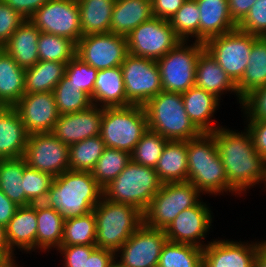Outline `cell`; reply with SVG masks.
Returning a JSON list of instances; mask_svg holds the SVG:
<instances>
[{
    "label": "cell",
    "instance_id": "cell-18",
    "mask_svg": "<svg viewBox=\"0 0 266 267\" xmlns=\"http://www.w3.org/2000/svg\"><path fill=\"white\" fill-rule=\"evenodd\" d=\"M13 107L29 135L51 133L60 116L53 92L24 94Z\"/></svg>",
    "mask_w": 266,
    "mask_h": 267
},
{
    "label": "cell",
    "instance_id": "cell-49",
    "mask_svg": "<svg viewBox=\"0 0 266 267\" xmlns=\"http://www.w3.org/2000/svg\"><path fill=\"white\" fill-rule=\"evenodd\" d=\"M97 248L96 245H61L58 251L64 260L63 267H85L86 258Z\"/></svg>",
    "mask_w": 266,
    "mask_h": 267
},
{
    "label": "cell",
    "instance_id": "cell-47",
    "mask_svg": "<svg viewBox=\"0 0 266 267\" xmlns=\"http://www.w3.org/2000/svg\"><path fill=\"white\" fill-rule=\"evenodd\" d=\"M240 108L244 120H266V85L245 96Z\"/></svg>",
    "mask_w": 266,
    "mask_h": 267
},
{
    "label": "cell",
    "instance_id": "cell-12",
    "mask_svg": "<svg viewBox=\"0 0 266 267\" xmlns=\"http://www.w3.org/2000/svg\"><path fill=\"white\" fill-rule=\"evenodd\" d=\"M127 106H144L163 91L156 60L128 54L121 64Z\"/></svg>",
    "mask_w": 266,
    "mask_h": 267
},
{
    "label": "cell",
    "instance_id": "cell-6",
    "mask_svg": "<svg viewBox=\"0 0 266 267\" xmlns=\"http://www.w3.org/2000/svg\"><path fill=\"white\" fill-rule=\"evenodd\" d=\"M162 186L155 168L132 160L103 188V197L115 203L132 205L144 212Z\"/></svg>",
    "mask_w": 266,
    "mask_h": 267
},
{
    "label": "cell",
    "instance_id": "cell-42",
    "mask_svg": "<svg viewBox=\"0 0 266 267\" xmlns=\"http://www.w3.org/2000/svg\"><path fill=\"white\" fill-rule=\"evenodd\" d=\"M199 18L200 10L196 0H186L169 22L175 34L182 41L199 42Z\"/></svg>",
    "mask_w": 266,
    "mask_h": 267
},
{
    "label": "cell",
    "instance_id": "cell-9",
    "mask_svg": "<svg viewBox=\"0 0 266 267\" xmlns=\"http://www.w3.org/2000/svg\"><path fill=\"white\" fill-rule=\"evenodd\" d=\"M190 42L180 41L156 61L163 91L183 93L195 86L197 59L205 48L204 43Z\"/></svg>",
    "mask_w": 266,
    "mask_h": 267
},
{
    "label": "cell",
    "instance_id": "cell-11",
    "mask_svg": "<svg viewBox=\"0 0 266 267\" xmlns=\"http://www.w3.org/2000/svg\"><path fill=\"white\" fill-rule=\"evenodd\" d=\"M126 38L129 54L156 61L182 41L169 20L154 16L132 30Z\"/></svg>",
    "mask_w": 266,
    "mask_h": 267
},
{
    "label": "cell",
    "instance_id": "cell-16",
    "mask_svg": "<svg viewBox=\"0 0 266 267\" xmlns=\"http://www.w3.org/2000/svg\"><path fill=\"white\" fill-rule=\"evenodd\" d=\"M23 158L33 169L56 177L69 170V146L52 133H34L28 136Z\"/></svg>",
    "mask_w": 266,
    "mask_h": 267
},
{
    "label": "cell",
    "instance_id": "cell-15",
    "mask_svg": "<svg viewBox=\"0 0 266 267\" xmlns=\"http://www.w3.org/2000/svg\"><path fill=\"white\" fill-rule=\"evenodd\" d=\"M167 240L164 230L142 224L115 252V261L122 267H157Z\"/></svg>",
    "mask_w": 266,
    "mask_h": 267
},
{
    "label": "cell",
    "instance_id": "cell-48",
    "mask_svg": "<svg viewBox=\"0 0 266 267\" xmlns=\"http://www.w3.org/2000/svg\"><path fill=\"white\" fill-rule=\"evenodd\" d=\"M26 20L19 12L0 0V48L10 39L13 32Z\"/></svg>",
    "mask_w": 266,
    "mask_h": 267
},
{
    "label": "cell",
    "instance_id": "cell-23",
    "mask_svg": "<svg viewBox=\"0 0 266 267\" xmlns=\"http://www.w3.org/2000/svg\"><path fill=\"white\" fill-rule=\"evenodd\" d=\"M181 95L188 117L201 132H214L221 127L214 120L221 102L218 97L196 86Z\"/></svg>",
    "mask_w": 266,
    "mask_h": 267
},
{
    "label": "cell",
    "instance_id": "cell-59",
    "mask_svg": "<svg viewBox=\"0 0 266 267\" xmlns=\"http://www.w3.org/2000/svg\"><path fill=\"white\" fill-rule=\"evenodd\" d=\"M8 258L0 251V265L3 264Z\"/></svg>",
    "mask_w": 266,
    "mask_h": 267
},
{
    "label": "cell",
    "instance_id": "cell-40",
    "mask_svg": "<svg viewBox=\"0 0 266 267\" xmlns=\"http://www.w3.org/2000/svg\"><path fill=\"white\" fill-rule=\"evenodd\" d=\"M61 245H96L94 212L64 220Z\"/></svg>",
    "mask_w": 266,
    "mask_h": 267
},
{
    "label": "cell",
    "instance_id": "cell-60",
    "mask_svg": "<svg viewBox=\"0 0 266 267\" xmlns=\"http://www.w3.org/2000/svg\"><path fill=\"white\" fill-rule=\"evenodd\" d=\"M110 267H122V266H120L116 261H114Z\"/></svg>",
    "mask_w": 266,
    "mask_h": 267
},
{
    "label": "cell",
    "instance_id": "cell-32",
    "mask_svg": "<svg viewBox=\"0 0 266 267\" xmlns=\"http://www.w3.org/2000/svg\"><path fill=\"white\" fill-rule=\"evenodd\" d=\"M82 35L109 33L115 0H77Z\"/></svg>",
    "mask_w": 266,
    "mask_h": 267
},
{
    "label": "cell",
    "instance_id": "cell-31",
    "mask_svg": "<svg viewBox=\"0 0 266 267\" xmlns=\"http://www.w3.org/2000/svg\"><path fill=\"white\" fill-rule=\"evenodd\" d=\"M64 219L55 209L37 203L36 250L50 253L57 250L63 239Z\"/></svg>",
    "mask_w": 266,
    "mask_h": 267
},
{
    "label": "cell",
    "instance_id": "cell-20",
    "mask_svg": "<svg viewBox=\"0 0 266 267\" xmlns=\"http://www.w3.org/2000/svg\"><path fill=\"white\" fill-rule=\"evenodd\" d=\"M102 117L103 107L96 105L75 113L62 114L51 133L65 145L70 146L100 135Z\"/></svg>",
    "mask_w": 266,
    "mask_h": 267
},
{
    "label": "cell",
    "instance_id": "cell-35",
    "mask_svg": "<svg viewBox=\"0 0 266 267\" xmlns=\"http://www.w3.org/2000/svg\"><path fill=\"white\" fill-rule=\"evenodd\" d=\"M23 157L0 159V190L16 205L26 206Z\"/></svg>",
    "mask_w": 266,
    "mask_h": 267
},
{
    "label": "cell",
    "instance_id": "cell-41",
    "mask_svg": "<svg viewBox=\"0 0 266 267\" xmlns=\"http://www.w3.org/2000/svg\"><path fill=\"white\" fill-rule=\"evenodd\" d=\"M53 94L60 115L86 110L93 105L90 96L82 90H77L66 76L55 86Z\"/></svg>",
    "mask_w": 266,
    "mask_h": 267
},
{
    "label": "cell",
    "instance_id": "cell-5",
    "mask_svg": "<svg viewBox=\"0 0 266 267\" xmlns=\"http://www.w3.org/2000/svg\"><path fill=\"white\" fill-rule=\"evenodd\" d=\"M96 220V246L116 252L143 224L138 208L102 197L93 209Z\"/></svg>",
    "mask_w": 266,
    "mask_h": 267
},
{
    "label": "cell",
    "instance_id": "cell-34",
    "mask_svg": "<svg viewBox=\"0 0 266 267\" xmlns=\"http://www.w3.org/2000/svg\"><path fill=\"white\" fill-rule=\"evenodd\" d=\"M266 85V37H259L252 45L249 62L242 79L236 84L243 99L254 89Z\"/></svg>",
    "mask_w": 266,
    "mask_h": 267
},
{
    "label": "cell",
    "instance_id": "cell-53",
    "mask_svg": "<svg viewBox=\"0 0 266 267\" xmlns=\"http://www.w3.org/2000/svg\"><path fill=\"white\" fill-rule=\"evenodd\" d=\"M115 261V252L108 249L96 248L88 258L85 267H110Z\"/></svg>",
    "mask_w": 266,
    "mask_h": 267
},
{
    "label": "cell",
    "instance_id": "cell-13",
    "mask_svg": "<svg viewBox=\"0 0 266 267\" xmlns=\"http://www.w3.org/2000/svg\"><path fill=\"white\" fill-rule=\"evenodd\" d=\"M29 20L40 32L65 37L76 44L83 36L77 0H50L42 5Z\"/></svg>",
    "mask_w": 266,
    "mask_h": 267
},
{
    "label": "cell",
    "instance_id": "cell-8",
    "mask_svg": "<svg viewBox=\"0 0 266 267\" xmlns=\"http://www.w3.org/2000/svg\"><path fill=\"white\" fill-rule=\"evenodd\" d=\"M203 194L189 181L162 183L143 212V224L155 229L165 228L183 210L195 206Z\"/></svg>",
    "mask_w": 266,
    "mask_h": 267
},
{
    "label": "cell",
    "instance_id": "cell-46",
    "mask_svg": "<svg viewBox=\"0 0 266 267\" xmlns=\"http://www.w3.org/2000/svg\"><path fill=\"white\" fill-rule=\"evenodd\" d=\"M237 28L258 37H266V0H256Z\"/></svg>",
    "mask_w": 266,
    "mask_h": 267
},
{
    "label": "cell",
    "instance_id": "cell-44",
    "mask_svg": "<svg viewBox=\"0 0 266 267\" xmlns=\"http://www.w3.org/2000/svg\"><path fill=\"white\" fill-rule=\"evenodd\" d=\"M24 192L26 206L34 203H43L53 183L54 177L49 173L30 168L23 158Z\"/></svg>",
    "mask_w": 266,
    "mask_h": 267
},
{
    "label": "cell",
    "instance_id": "cell-54",
    "mask_svg": "<svg viewBox=\"0 0 266 267\" xmlns=\"http://www.w3.org/2000/svg\"><path fill=\"white\" fill-rule=\"evenodd\" d=\"M256 0H228L232 20L238 25L249 12Z\"/></svg>",
    "mask_w": 266,
    "mask_h": 267
},
{
    "label": "cell",
    "instance_id": "cell-14",
    "mask_svg": "<svg viewBox=\"0 0 266 267\" xmlns=\"http://www.w3.org/2000/svg\"><path fill=\"white\" fill-rule=\"evenodd\" d=\"M128 54L126 36L111 32L82 36L76 44V56L96 70L121 66Z\"/></svg>",
    "mask_w": 266,
    "mask_h": 267
},
{
    "label": "cell",
    "instance_id": "cell-22",
    "mask_svg": "<svg viewBox=\"0 0 266 267\" xmlns=\"http://www.w3.org/2000/svg\"><path fill=\"white\" fill-rule=\"evenodd\" d=\"M195 86L215 95L220 100L226 93L235 94L237 103L239 102L241 107L242 99L238 96L236 84L206 49L197 59Z\"/></svg>",
    "mask_w": 266,
    "mask_h": 267
},
{
    "label": "cell",
    "instance_id": "cell-37",
    "mask_svg": "<svg viewBox=\"0 0 266 267\" xmlns=\"http://www.w3.org/2000/svg\"><path fill=\"white\" fill-rule=\"evenodd\" d=\"M105 149L100 135L87 138L69 146V168L91 172Z\"/></svg>",
    "mask_w": 266,
    "mask_h": 267
},
{
    "label": "cell",
    "instance_id": "cell-25",
    "mask_svg": "<svg viewBox=\"0 0 266 267\" xmlns=\"http://www.w3.org/2000/svg\"><path fill=\"white\" fill-rule=\"evenodd\" d=\"M28 136L16 109L0 106V159L23 157Z\"/></svg>",
    "mask_w": 266,
    "mask_h": 267
},
{
    "label": "cell",
    "instance_id": "cell-24",
    "mask_svg": "<svg viewBox=\"0 0 266 267\" xmlns=\"http://www.w3.org/2000/svg\"><path fill=\"white\" fill-rule=\"evenodd\" d=\"M199 10V42L225 34L237 28L232 20L228 0H196Z\"/></svg>",
    "mask_w": 266,
    "mask_h": 267
},
{
    "label": "cell",
    "instance_id": "cell-51",
    "mask_svg": "<svg viewBox=\"0 0 266 267\" xmlns=\"http://www.w3.org/2000/svg\"><path fill=\"white\" fill-rule=\"evenodd\" d=\"M154 17L170 20L186 0H151Z\"/></svg>",
    "mask_w": 266,
    "mask_h": 267
},
{
    "label": "cell",
    "instance_id": "cell-52",
    "mask_svg": "<svg viewBox=\"0 0 266 267\" xmlns=\"http://www.w3.org/2000/svg\"><path fill=\"white\" fill-rule=\"evenodd\" d=\"M24 18L29 19L42 5L50 0H2Z\"/></svg>",
    "mask_w": 266,
    "mask_h": 267
},
{
    "label": "cell",
    "instance_id": "cell-17",
    "mask_svg": "<svg viewBox=\"0 0 266 267\" xmlns=\"http://www.w3.org/2000/svg\"><path fill=\"white\" fill-rule=\"evenodd\" d=\"M208 205L201 199L195 206L180 212L164 230L168 241L200 248L209 244L210 241L204 243V240L210 234L214 215Z\"/></svg>",
    "mask_w": 266,
    "mask_h": 267
},
{
    "label": "cell",
    "instance_id": "cell-39",
    "mask_svg": "<svg viewBox=\"0 0 266 267\" xmlns=\"http://www.w3.org/2000/svg\"><path fill=\"white\" fill-rule=\"evenodd\" d=\"M76 56V43L71 39L40 32L38 57L42 61L68 63Z\"/></svg>",
    "mask_w": 266,
    "mask_h": 267
},
{
    "label": "cell",
    "instance_id": "cell-50",
    "mask_svg": "<svg viewBox=\"0 0 266 267\" xmlns=\"http://www.w3.org/2000/svg\"><path fill=\"white\" fill-rule=\"evenodd\" d=\"M244 123L258 155L266 161V120H246Z\"/></svg>",
    "mask_w": 266,
    "mask_h": 267
},
{
    "label": "cell",
    "instance_id": "cell-3",
    "mask_svg": "<svg viewBox=\"0 0 266 267\" xmlns=\"http://www.w3.org/2000/svg\"><path fill=\"white\" fill-rule=\"evenodd\" d=\"M187 160L188 181L203 195L217 197L231 193V184L211 132H202L187 140Z\"/></svg>",
    "mask_w": 266,
    "mask_h": 267
},
{
    "label": "cell",
    "instance_id": "cell-58",
    "mask_svg": "<svg viewBox=\"0 0 266 267\" xmlns=\"http://www.w3.org/2000/svg\"><path fill=\"white\" fill-rule=\"evenodd\" d=\"M16 260H17L16 257L9 258L3 264H1L0 267H21L19 262L17 263Z\"/></svg>",
    "mask_w": 266,
    "mask_h": 267
},
{
    "label": "cell",
    "instance_id": "cell-36",
    "mask_svg": "<svg viewBox=\"0 0 266 267\" xmlns=\"http://www.w3.org/2000/svg\"><path fill=\"white\" fill-rule=\"evenodd\" d=\"M157 267H203V248L167 240Z\"/></svg>",
    "mask_w": 266,
    "mask_h": 267
},
{
    "label": "cell",
    "instance_id": "cell-27",
    "mask_svg": "<svg viewBox=\"0 0 266 267\" xmlns=\"http://www.w3.org/2000/svg\"><path fill=\"white\" fill-rule=\"evenodd\" d=\"M153 17L151 0H115L110 32L127 36L141 23Z\"/></svg>",
    "mask_w": 266,
    "mask_h": 267
},
{
    "label": "cell",
    "instance_id": "cell-55",
    "mask_svg": "<svg viewBox=\"0 0 266 267\" xmlns=\"http://www.w3.org/2000/svg\"><path fill=\"white\" fill-rule=\"evenodd\" d=\"M18 207L0 190V225L6 227Z\"/></svg>",
    "mask_w": 266,
    "mask_h": 267
},
{
    "label": "cell",
    "instance_id": "cell-33",
    "mask_svg": "<svg viewBox=\"0 0 266 267\" xmlns=\"http://www.w3.org/2000/svg\"><path fill=\"white\" fill-rule=\"evenodd\" d=\"M66 63L39 60L25 69V94L53 92L65 76Z\"/></svg>",
    "mask_w": 266,
    "mask_h": 267
},
{
    "label": "cell",
    "instance_id": "cell-4",
    "mask_svg": "<svg viewBox=\"0 0 266 267\" xmlns=\"http://www.w3.org/2000/svg\"><path fill=\"white\" fill-rule=\"evenodd\" d=\"M148 128L168 141H187L202 132L188 117L181 93L162 91L144 105Z\"/></svg>",
    "mask_w": 266,
    "mask_h": 267
},
{
    "label": "cell",
    "instance_id": "cell-56",
    "mask_svg": "<svg viewBox=\"0 0 266 267\" xmlns=\"http://www.w3.org/2000/svg\"><path fill=\"white\" fill-rule=\"evenodd\" d=\"M0 251L9 259L16 257L15 253L10 250L7 237H6V227L0 225Z\"/></svg>",
    "mask_w": 266,
    "mask_h": 267
},
{
    "label": "cell",
    "instance_id": "cell-10",
    "mask_svg": "<svg viewBox=\"0 0 266 267\" xmlns=\"http://www.w3.org/2000/svg\"><path fill=\"white\" fill-rule=\"evenodd\" d=\"M258 38L256 35L236 28L207 40L204 48L237 84L245 73L251 47Z\"/></svg>",
    "mask_w": 266,
    "mask_h": 267
},
{
    "label": "cell",
    "instance_id": "cell-29",
    "mask_svg": "<svg viewBox=\"0 0 266 267\" xmlns=\"http://www.w3.org/2000/svg\"><path fill=\"white\" fill-rule=\"evenodd\" d=\"M155 171L162 183L188 181L187 141H168Z\"/></svg>",
    "mask_w": 266,
    "mask_h": 267
},
{
    "label": "cell",
    "instance_id": "cell-1",
    "mask_svg": "<svg viewBox=\"0 0 266 267\" xmlns=\"http://www.w3.org/2000/svg\"><path fill=\"white\" fill-rule=\"evenodd\" d=\"M230 130L221 126L214 132L218 153L231 184V195L243 196L256 184L266 189V161L258 155L248 129ZM242 194V195H241Z\"/></svg>",
    "mask_w": 266,
    "mask_h": 267
},
{
    "label": "cell",
    "instance_id": "cell-57",
    "mask_svg": "<svg viewBox=\"0 0 266 267\" xmlns=\"http://www.w3.org/2000/svg\"><path fill=\"white\" fill-rule=\"evenodd\" d=\"M256 267H266V240H262L256 256Z\"/></svg>",
    "mask_w": 266,
    "mask_h": 267
},
{
    "label": "cell",
    "instance_id": "cell-30",
    "mask_svg": "<svg viewBox=\"0 0 266 267\" xmlns=\"http://www.w3.org/2000/svg\"><path fill=\"white\" fill-rule=\"evenodd\" d=\"M25 94V69L0 48V106L13 107Z\"/></svg>",
    "mask_w": 266,
    "mask_h": 267
},
{
    "label": "cell",
    "instance_id": "cell-2",
    "mask_svg": "<svg viewBox=\"0 0 266 267\" xmlns=\"http://www.w3.org/2000/svg\"><path fill=\"white\" fill-rule=\"evenodd\" d=\"M103 197V188L91 172L67 170L54 177L43 202L64 220L92 212Z\"/></svg>",
    "mask_w": 266,
    "mask_h": 267
},
{
    "label": "cell",
    "instance_id": "cell-7",
    "mask_svg": "<svg viewBox=\"0 0 266 267\" xmlns=\"http://www.w3.org/2000/svg\"><path fill=\"white\" fill-rule=\"evenodd\" d=\"M148 129L144 106L103 108L100 136L105 147L127 151L131 154Z\"/></svg>",
    "mask_w": 266,
    "mask_h": 267
},
{
    "label": "cell",
    "instance_id": "cell-43",
    "mask_svg": "<svg viewBox=\"0 0 266 267\" xmlns=\"http://www.w3.org/2000/svg\"><path fill=\"white\" fill-rule=\"evenodd\" d=\"M167 142L168 140L159 133L148 129L131 153V160L155 168Z\"/></svg>",
    "mask_w": 266,
    "mask_h": 267
},
{
    "label": "cell",
    "instance_id": "cell-28",
    "mask_svg": "<svg viewBox=\"0 0 266 267\" xmlns=\"http://www.w3.org/2000/svg\"><path fill=\"white\" fill-rule=\"evenodd\" d=\"M90 99L93 105L103 108L127 106L124 79L120 66L98 70Z\"/></svg>",
    "mask_w": 266,
    "mask_h": 267
},
{
    "label": "cell",
    "instance_id": "cell-38",
    "mask_svg": "<svg viewBox=\"0 0 266 267\" xmlns=\"http://www.w3.org/2000/svg\"><path fill=\"white\" fill-rule=\"evenodd\" d=\"M130 161L131 154L129 152L105 147L91 171L92 176L104 188L124 170Z\"/></svg>",
    "mask_w": 266,
    "mask_h": 267
},
{
    "label": "cell",
    "instance_id": "cell-45",
    "mask_svg": "<svg viewBox=\"0 0 266 267\" xmlns=\"http://www.w3.org/2000/svg\"><path fill=\"white\" fill-rule=\"evenodd\" d=\"M97 72L98 70L94 67L75 56L67 63L65 76L69 79V83L77 87V90H82L91 97L97 78Z\"/></svg>",
    "mask_w": 266,
    "mask_h": 267
},
{
    "label": "cell",
    "instance_id": "cell-19",
    "mask_svg": "<svg viewBox=\"0 0 266 267\" xmlns=\"http://www.w3.org/2000/svg\"><path fill=\"white\" fill-rule=\"evenodd\" d=\"M254 241L210 240L203 248V267H256L257 251L262 240Z\"/></svg>",
    "mask_w": 266,
    "mask_h": 267
},
{
    "label": "cell",
    "instance_id": "cell-26",
    "mask_svg": "<svg viewBox=\"0 0 266 267\" xmlns=\"http://www.w3.org/2000/svg\"><path fill=\"white\" fill-rule=\"evenodd\" d=\"M40 30L26 19L2 47L14 61L24 69L34 66L38 61V37Z\"/></svg>",
    "mask_w": 266,
    "mask_h": 267
},
{
    "label": "cell",
    "instance_id": "cell-21",
    "mask_svg": "<svg viewBox=\"0 0 266 267\" xmlns=\"http://www.w3.org/2000/svg\"><path fill=\"white\" fill-rule=\"evenodd\" d=\"M37 203L20 206L6 226V237L10 250L24 253L36 251ZM17 248V249H16Z\"/></svg>",
    "mask_w": 266,
    "mask_h": 267
}]
</instances>
